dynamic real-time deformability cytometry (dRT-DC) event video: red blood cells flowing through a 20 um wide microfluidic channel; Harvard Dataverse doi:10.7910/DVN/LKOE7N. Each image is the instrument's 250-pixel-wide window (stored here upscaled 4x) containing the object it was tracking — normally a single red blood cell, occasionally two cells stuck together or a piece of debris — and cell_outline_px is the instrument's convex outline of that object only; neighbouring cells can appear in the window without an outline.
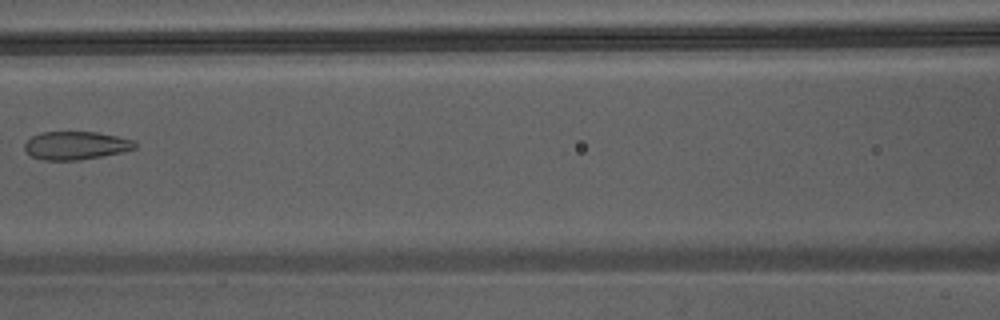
{"species": "Egyptian fruit bat (a non-hibernating species)", "species_latin": "Rousettus aegyptiacus", "temperature_condition": "warm", "stored_images_in_passage": 7, "camera_frame_rate_fps": 3000, "um_per_image_px": 0.085, "animal": {"sex": "male"}, "frame": {"image": 1, "passage_image": 7, "time_ms": 7.333, "image_size_px": [1000, 320], "cell_outline_px": [[136, 148], [120, 152], [100, 156], [76, 160], [44, 160], [32, 156], [24, 148], [24, 144], [32, 136], [40, 132], [96, 132], [116, 136], [132, 140], [136, 144]], "centroid_in_image_um": [6.41, 12.36], "position_along_channel_um": 160.2, "area_um2": 17.8}}